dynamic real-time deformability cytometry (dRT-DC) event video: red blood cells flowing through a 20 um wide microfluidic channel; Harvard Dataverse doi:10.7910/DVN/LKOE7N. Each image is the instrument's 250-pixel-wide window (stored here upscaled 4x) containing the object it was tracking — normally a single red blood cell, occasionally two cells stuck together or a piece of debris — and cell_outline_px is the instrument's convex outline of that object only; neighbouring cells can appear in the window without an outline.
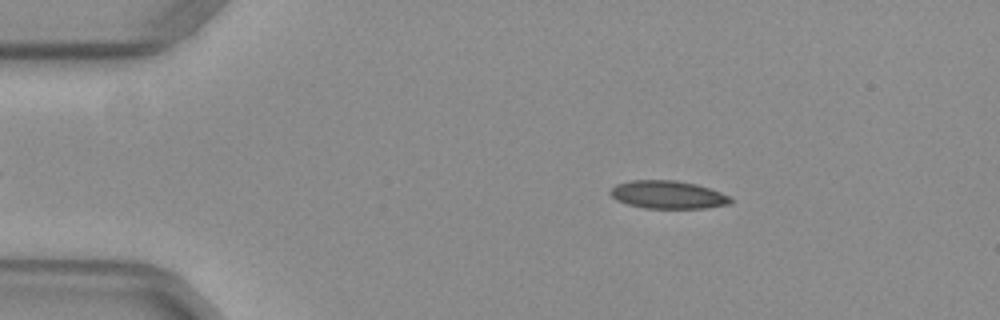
{"species": "common noctule bat (a hibernating species)", "species_latin": "Nyctalus noctula", "temperature_condition": "warm", "stored_images_in_passage": 49, "camera_frame_rate_fps": 3000, "um_per_image_px": 0.085, "animal": {"sex": "female", "body_mass_g": 29.2, "forearm_length_mm": 56.3}, "frame": {"image": 1, "passage_image": 6, "time_ms": 1.667, "image_size_px": [1000, 320], "cell_outline_px": [[732, 204], [708, 208], [644, 208], [628, 204], [616, 200], [608, 192], [616, 184], [628, 180], [676, 180], [696, 184], [720, 192], [728, 196], [732, 200]], "centroid_in_image_um": [56.76, 16.55], "position_along_channel_um": 28.2, "area_um2": 19.65}}
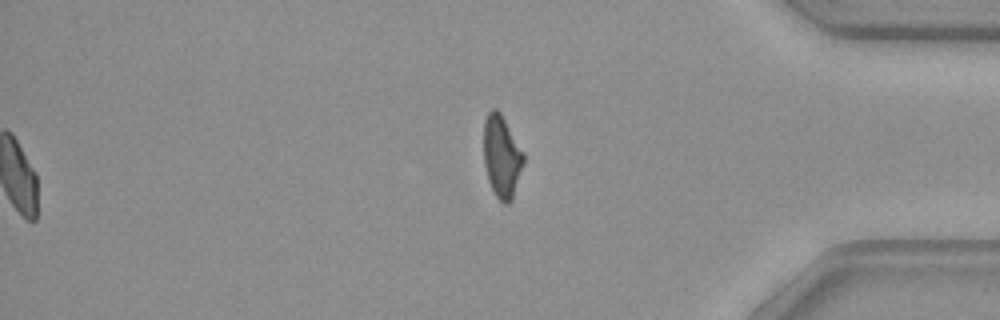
{"frame": {"image": 2, "passage_image": 40, "time_ms": 13.0, "image_size_px": [1000, 320], "cell_outline_px": [[524, 164], [512, 200], [508, 204], [504, 204], [496, 196], [488, 180], [484, 164], [484, 120], [488, 112], [492, 108], [496, 108], [500, 112], [524, 152]], "centroid_in_image_um": [42.65, 13.3], "position_along_channel_um": 392.5, "area_um2": 19.19}}
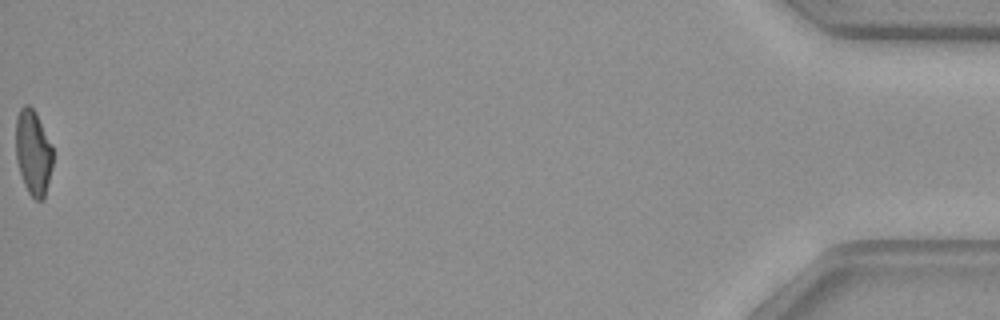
{"frame": {"image": 3, "passage_image": 49, "time_ms": 16.0, "image_size_px": [1000, 320], "cell_outline_px": [[52, 168], [44, 200], [36, 200], [28, 192], [24, 184], [16, 160], [16, 116], [20, 108], [24, 104], [28, 104], [36, 112], [52, 144]], "centroid_in_image_um": [2.82, 12.94], "position_along_channel_um": 432.4, "area_um2": 18.55}, "authors_computed_cell_mechanics": {"area_um2": 19.652, "velocity_mm_per_s": 4.0005, "shape_relaxation_time_tau1_ms": 9.4368, "shape_relaxation_time_tau2_ms": 1.3454, "deformation_change_tau1": 0.2297, "deformation_change_tau2": 0.0595}}